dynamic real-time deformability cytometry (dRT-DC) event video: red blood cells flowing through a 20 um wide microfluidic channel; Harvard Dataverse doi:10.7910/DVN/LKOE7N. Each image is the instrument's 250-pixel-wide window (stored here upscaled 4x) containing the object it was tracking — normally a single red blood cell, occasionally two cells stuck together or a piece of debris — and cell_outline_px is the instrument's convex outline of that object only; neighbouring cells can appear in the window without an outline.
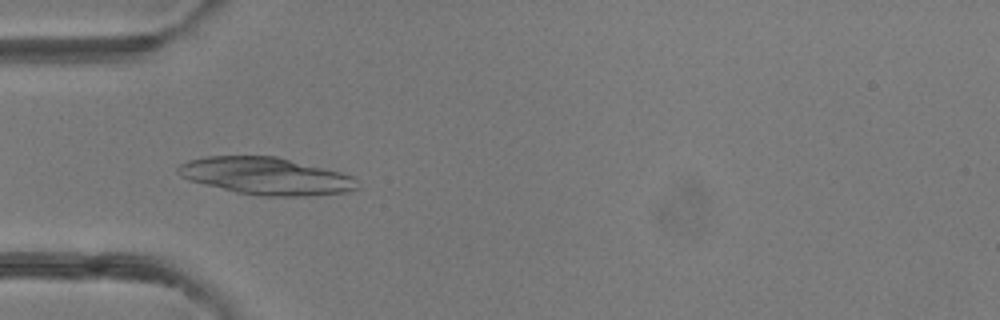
{"species": "common noctule bat (a hibernating species)", "species_latin": "Nyctalus noctula", "temperature_condition": "room temperature", "stored_images_in_passage": 8, "camera_frame_rate_fps": 3000, "um_per_image_px": 0.085, "animal": {"sex": "female"}, "frame": {"image": 1, "passage_image": 5, "time_ms": 5.667, "image_size_px": [1000, 320], "cell_outline_px": [[360, 188], [348, 192], [308, 196], [264, 196], [236, 192], [188, 180], [180, 176], [176, 172], [176, 168], [180, 164], [188, 160], [208, 156], [276, 156], [340, 172], [352, 176], [360, 184]], "centroid_in_image_um": [22.62, 14.97], "position_along_channel_um": 62.4, "area_um2": 38.96}}
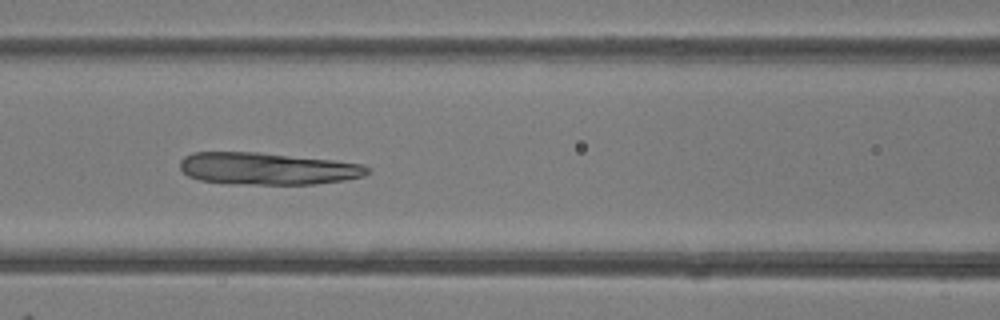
{"frame": {"image": 2, "passage_image": 7, "time_ms": 7.667, "image_size_px": [1000, 320], "cell_outline_px": [[368, 172], [364, 176], [344, 180], [312, 184], [228, 184], [200, 180], [188, 176], [180, 168], [180, 160], [184, 156], [192, 152], [256, 152], [332, 160], [364, 164], [368, 168]], "centroid_in_image_um": [22.68, 14.33], "position_along_channel_um": 143.9, "area_um2": 35.03}}
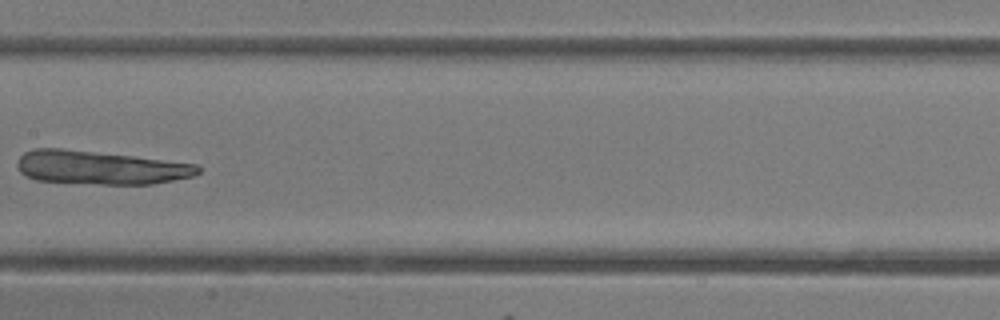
{"frame": {"image": 3, "passage_image": 8, "time_ms": 9.0, "image_size_px": [1000, 320], "cell_outline_px": [[200, 172], [192, 176], [152, 184], [100, 184], [36, 180], [24, 176], [20, 172], [16, 164], [20, 156], [24, 152], [32, 148], [60, 148], [132, 156], [200, 164]], "centroid_in_image_um": [8.49, 14.24], "position_along_channel_um": 198.9, "area_um2": 35.32}}